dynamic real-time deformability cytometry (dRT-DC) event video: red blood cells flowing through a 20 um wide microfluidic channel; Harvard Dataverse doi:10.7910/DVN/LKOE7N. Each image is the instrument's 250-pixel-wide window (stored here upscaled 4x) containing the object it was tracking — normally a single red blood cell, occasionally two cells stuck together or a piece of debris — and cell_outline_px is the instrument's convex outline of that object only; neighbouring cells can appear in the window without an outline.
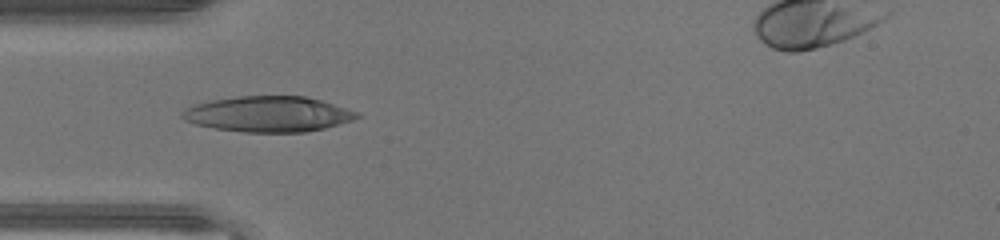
{"species": "human", "species_latin": "Homo sapiens", "temperature_condition": "warm", "stored_images_in_passage": 45, "camera_frame_rate_fps": 3000, "um_per_image_px": 0.085, "donor": {"sex": "male"}, "frame": {"image": 1, "passage_image": 14, "time_ms": 4.333, "image_size_px": [1000, 240], "cell_outline_px": [[360, 116], [352, 120], [324, 128], [308, 132], [244, 132], [216, 128], [196, 124], [184, 120], [180, 116], [180, 112], [184, 108], [192, 104], [212, 100], [236, 96], [304, 96], [320, 100], [360, 112]], "centroid_in_image_um": [22.77, 9.69], "position_along_channel_um": 62.2, "area_um2": 36.3}}
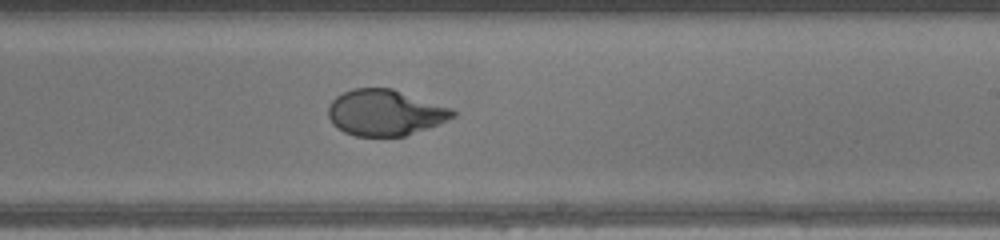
{"frame": {"image": 2, "passage_image": 27, "time_ms": 8.667, "image_size_px": [1000, 240], "cell_outline_px": [[456, 116], [448, 120], [428, 128], [404, 136], [356, 136], [344, 132], [332, 124], [328, 116], [328, 104], [336, 96], [352, 88], [392, 88], [452, 108], [456, 112]], "centroid_in_image_um": [32.72, 9.57], "position_along_channel_um": 256.3, "area_um2": 33.47}}
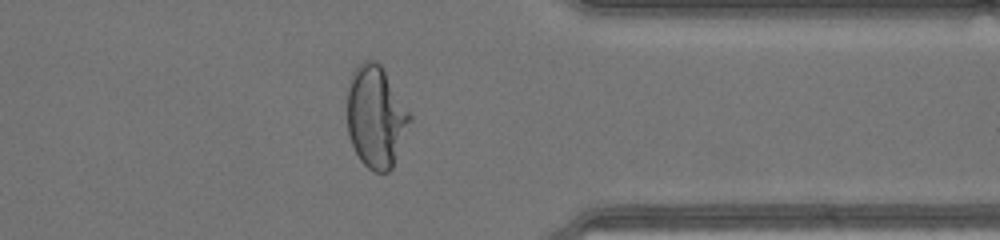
{"frame": {"image": 3, "passage_image": 36, "time_ms": 11.667, "image_size_px": [1000, 240], "cell_outline_px": [[412, 120], [392, 168], [388, 172], [372, 172], [360, 160], [352, 144], [348, 132], [348, 80], [352, 72], [364, 60], [376, 60], [384, 68], [412, 116]], "centroid_in_image_um": [31.96, 9.91], "position_along_channel_um": 379.4, "area_um2": 37.34}, "authors_computed_cell_mechanics": {"area_um2": 36.1828, "velocity_mm_per_s": 4.4611, "shape_relaxation_time_tau1_ms": 6.8085, "shape_relaxation_time_tau2_ms": null, "deformation_change_tau1": 0.3612, "deformation_change_tau2": null}}